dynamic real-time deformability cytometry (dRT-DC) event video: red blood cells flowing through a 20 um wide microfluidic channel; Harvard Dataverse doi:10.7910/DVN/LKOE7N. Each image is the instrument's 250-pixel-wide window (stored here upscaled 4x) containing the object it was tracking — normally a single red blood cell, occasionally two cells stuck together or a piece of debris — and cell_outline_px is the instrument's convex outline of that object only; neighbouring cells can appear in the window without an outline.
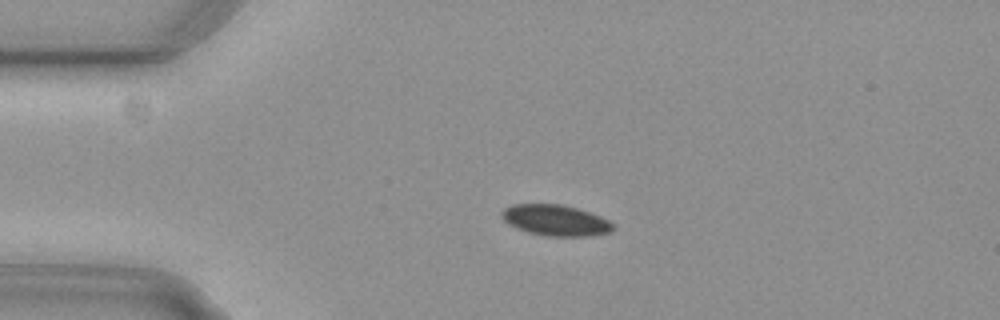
{"species": "common noctule bat (a hibernating species)", "species_latin": "Nyctalus noctula", "temperature_condition": "cold", "stored_images_in_passage": 2, "camera_frame_rate_fps": 3000, "um_per_image_px": 0.085, "animal": {"sex": "female", "body_mass_g": 29.2, "forearm_length_mm": 56.3}, "frame": {"image": 1, "passage_image": 2, "time_ms": 0.333, "image_size_px": [1000, 320], "cell_outline_px": [[612, 228], [608, 232], [588, 236], [548, 236], [528, 232], [516, 228], [508, 224], [500, 216], [500, 212], [504, 208], [512, 204], [560, 204], [576, 208], [600, 216], [608, 220], [612, 224]], "centroid_in_image_um": [47.15, 18.71], "position_along_channel_um": 37.9, "area_um2": 19.88}}